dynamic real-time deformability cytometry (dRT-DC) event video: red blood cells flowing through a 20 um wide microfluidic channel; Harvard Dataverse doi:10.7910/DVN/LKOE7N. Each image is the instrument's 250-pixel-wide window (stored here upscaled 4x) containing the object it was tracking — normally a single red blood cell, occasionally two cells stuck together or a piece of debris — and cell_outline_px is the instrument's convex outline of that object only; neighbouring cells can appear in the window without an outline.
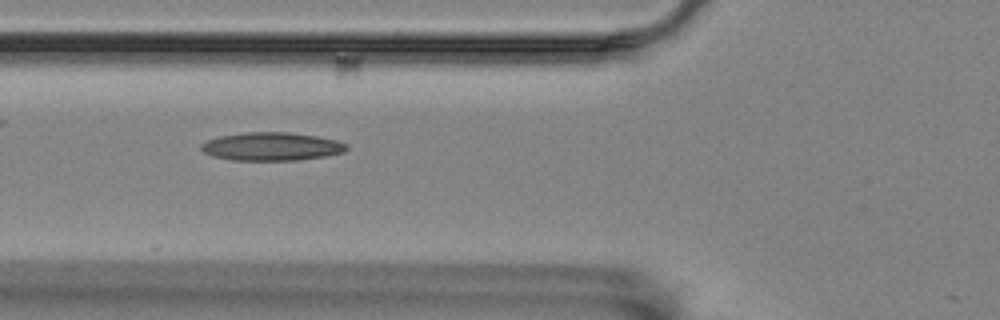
{"species": "Egyptian fruit bat (a non-hibernating species)", "species_latin": "Rousettus aegyptiacus", "temperature_condition": "room temperature", "stored_images_in_passage": 34, "camera_frame_rate_fps": 3000, "um_per_image_px": 0.085, "animal": {"sex": "female"}, "frame": {"image": 1, "passage_image": 4, "time_ms": 1.0, "image_size_px": [1000, 320], "cell_outline_px": [[348, 148], [344, 152], [324, 156], [296, 160], [232, 160], [212, 156], [204, 152], [200, 148], [200, 144], [208, 140], [220, 136], [248, 132], [288, 132], [316, 136], [336, 140], [348, 144]], "centroid_in_image_um": [23.08, 12.45], "position_along_channel_um": 102.7, "area_um2": 23.81}}
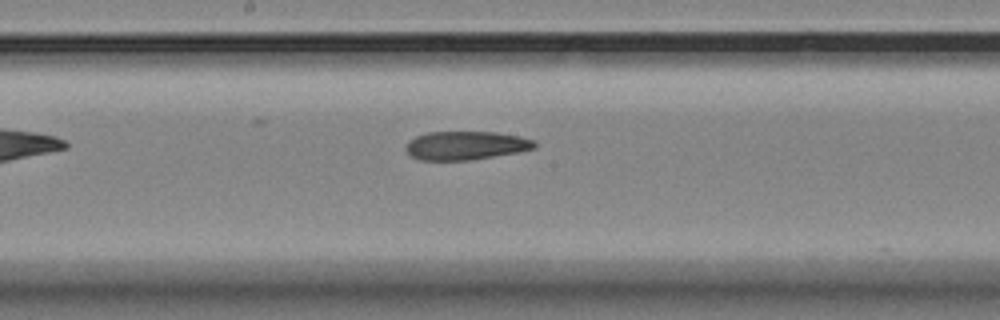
{"frame": {"image": 2, "passage_image": 13, "time_ms": 4.0, "image_size_px": [1000, 320], "cell_outline_px": [[536, 148], [520, 152], [472, 160], [420, 160], [412, 156], [404, 148], [408, 140], [416, 136], [428, 132], [496, 132], [520, 136], [536, 140]], "centroid_in_image_um": [39.62, 12.37], "position_along_channel_um": 208.6, "area_um2": 21.68}}
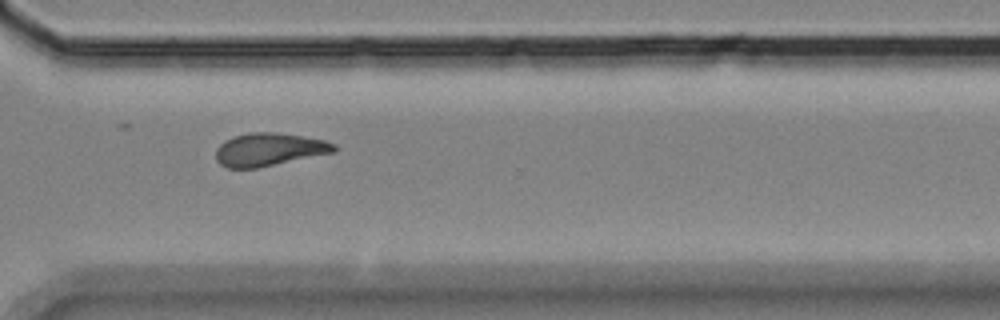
{"frame": {"image": 3, "passage_image": 25, "time_ms": 8.0, "image_size_px": [1000, 320], "cell_outline_px": [[336, 152], [260, 168], [228, 168], [220, 164], [216, 160], [216, 148], [224, 140], [236, 136], [252, 132], [276, 132], [324, 140], [336, 144]], "centroid_in_image_um": [22.88, 12.72], "position_along_channel_um": 347.7, "area_um2": 22.83}, "authors_computed_cell_mechanics": {"area_um2": 22.3397, "velocity_mm_per_s": 3.4989, "shape_relaxation_time_tau1_ms": null, "shape_relaxation_time_tau2_ms": 4.7983, "deformation_change_tau1": null, "deformation_change_tau2": 0.133}}